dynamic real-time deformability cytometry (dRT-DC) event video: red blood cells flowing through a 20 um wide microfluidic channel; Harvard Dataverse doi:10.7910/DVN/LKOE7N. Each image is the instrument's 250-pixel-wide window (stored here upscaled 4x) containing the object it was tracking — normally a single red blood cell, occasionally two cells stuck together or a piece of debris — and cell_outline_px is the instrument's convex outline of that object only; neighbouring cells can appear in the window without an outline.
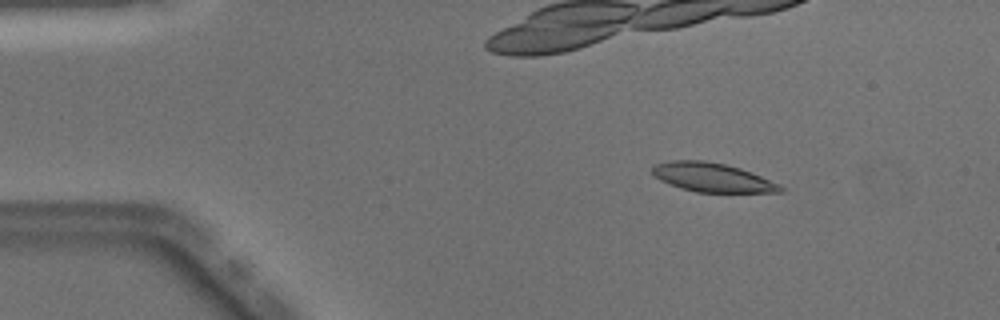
{"species": "Egyptian fruit bat (a non-hibernating species)", "species_latin": "Rousettus aegyptiacus", "temperature_condition": "warm", "stored_images_in_passage": 43, "camera_frame_rate_fps": 3000, "um_per_image_px": 0.085, "animal": {"sex": "male"}, "frame": {"image": 1, "passage_image": 7, "time_ms": 2.0, "image_size_px": [1000, 320], "cell_outline_px": [[784, 192], [696, 192], [680, 188], [668, 184], [652, 176], [652, 164], [672, 160], [704, 160], [724, 164], [740, 168], [752, 172], [780, 184], [784, 188]], "centroid_in_image_um": [60.51, 15.08], "position_along_channel_um": 24.5, "area_um2": 21.85}, "authors_computed_cell_mechanics": {"area_um2": 22.253, "velocity_mm_per_s": 4.0458, "shape_relaxation_time_tau1_ms": 3.4044, "shape_relaxation_time_tau2_ms": 2.3139, "deformation_change_tau1": 0.1301, "deformation_change_tau2": 0.0682}}